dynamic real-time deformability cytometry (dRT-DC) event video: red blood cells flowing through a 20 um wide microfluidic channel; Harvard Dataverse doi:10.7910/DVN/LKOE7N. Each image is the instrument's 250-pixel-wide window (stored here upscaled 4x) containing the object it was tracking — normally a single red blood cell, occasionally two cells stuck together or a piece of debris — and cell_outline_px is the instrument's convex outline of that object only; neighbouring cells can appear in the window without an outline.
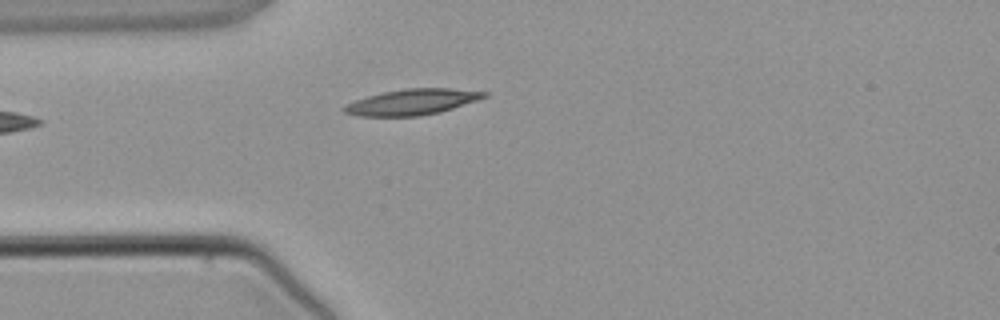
{"species": "common noctule bat (a hibernating species)", "species_latin": "Nyctalus noctula", "temperature_condition": "warm", "stored_images_in_passage": 1, "camera_frame_rate_fps": 3000, "um_per_image_px": 0.085, "animal": {"sex": "male", "body_mass_g": 21.5, "forearm_length_mm": 52.0}, "frame": {"image": 1, "passage_image": 1, "time_ms": 0.0, "image_size_px": [1000, 320], "cell_outline_px": [[488, 96], [440, 112], [420, 116], [356, 116], [344, 112], [340, 108], [344, 104], [368, 96], [384, 92], [404, 88], [448, 88], [488, 92]], "centroid_in_image_um": [34.98, 8.67], "position_along_channel_um": 50.0, "area_um2": 20.98}}